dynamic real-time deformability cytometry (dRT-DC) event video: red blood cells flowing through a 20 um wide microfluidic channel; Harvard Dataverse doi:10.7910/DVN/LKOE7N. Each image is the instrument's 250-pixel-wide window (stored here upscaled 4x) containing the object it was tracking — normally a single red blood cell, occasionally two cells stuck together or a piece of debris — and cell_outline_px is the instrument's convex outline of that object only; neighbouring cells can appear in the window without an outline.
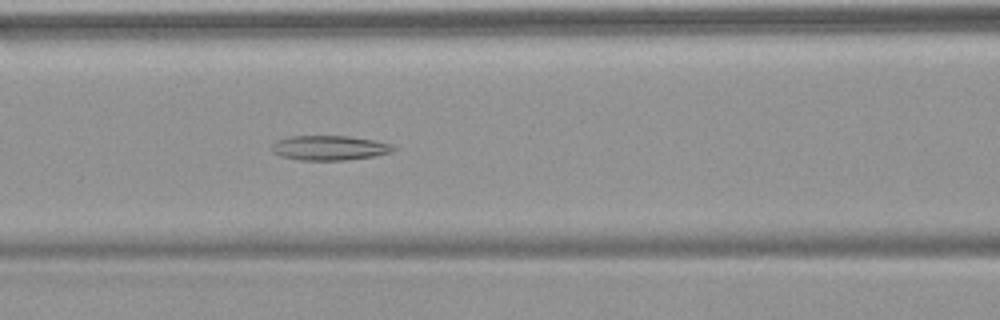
{"species": "common noctule bat (a hibernating species)", "species_latin": "Nyctalus noctula", "temperature_condition": "warm", "stored_images_in_passage": 51, "camera_frame_rate_fps": 3000, "um_per_image_px": 0.085, "animal": {"sex": "female", "body_mass_g": 18.4}, "frame": {"image": 1, "passage_image": 21, "time_ms": 6.667, "image_size_px": [1000, 320], "cell_outline_px": [[396, 148], [392, 152], [376, 156], [344, 160], [300, 160], [280, 156], [272, 152], [272, 144], [276, 140], [292, 136], [348, 136], [376, 140], [392, 144]], "centroid_in_image_um": [28.02, 12.57], "position_along_channel_um": 138.6, "area_um2": 17.63}}
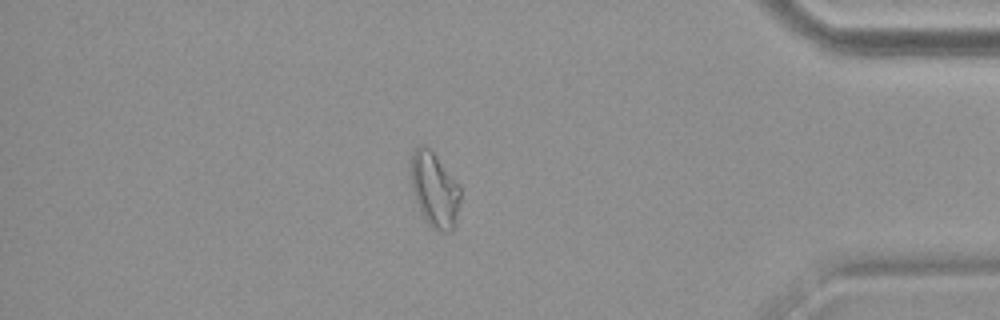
{"frame": {"image": 2, "passage_image": 44, "time_ms": 14.333, "image_size_px": [1000, 320], "cell_outline_px": [[460, 200], [452, 228], [448, 232], [444, 232], [432, 228], [428, 224], [420, 212], [412, 188], [412, 152], [420, 144], [424, 144], [432, 152], [460, 184]], "centroid_in_image_um": [36.94, 16.12], "position_along_channel_um": 398.3, "area_um2": 21.1}}
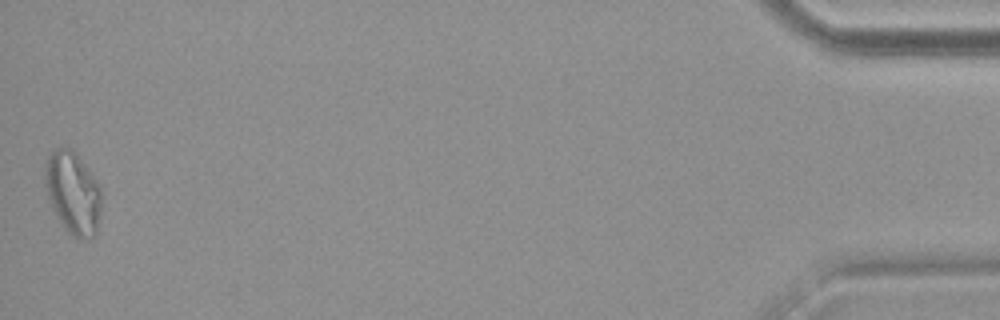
{"frame": {"image": 3, "passage_image": 51, "time_ms": 16.667, "image_size_px": [1000, 320], "cell_outline_px": [[100, 212], [96, 236], [72, 236], [64, 228], [52, 208], [48, 200], [44, 184], [44, 168], [48, 156], [56, 148], [72, 148], [100, 184]], "centroid_in_image_um": [6.17, 16.36], "position_along_channel_um": 429.0, "area_um2": 26.99}, "authors_computed_cell_mechanics": {"area_um2": 21.097, "velocity_mm_per_s": 3.8096, "shape_relaxation_time_tau1_ms": null, "shape_relaxation_time_tau2_ms": 7.6898, "deformation_change_tau1": null, "deformation_change_tau2": 0.185}}